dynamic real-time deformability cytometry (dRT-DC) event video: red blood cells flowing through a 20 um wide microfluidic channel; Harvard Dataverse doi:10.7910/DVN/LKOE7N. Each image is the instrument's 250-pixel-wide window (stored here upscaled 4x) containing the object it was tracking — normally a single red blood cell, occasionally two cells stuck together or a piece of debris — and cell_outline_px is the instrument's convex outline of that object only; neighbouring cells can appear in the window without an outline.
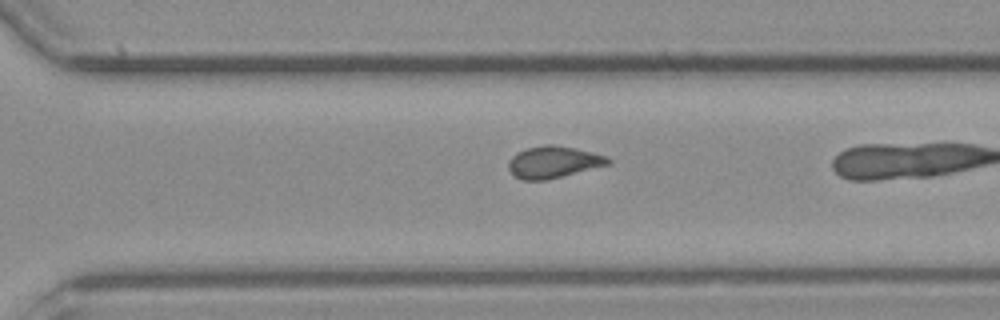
{"species": "common noctule bat (a hibernating species)", "species_latin": "Nyctalus noctula", "temperature_condition": "cold", "stored_images_in_passage": 26, "camera_frame_rate_fps": 3000, "um_per_image_px": 0.085, "animal": {"sex": "female", "body_mass_g": 21.9}, "frame": {"image": 1, "passage_image": 22, "time_ms": 7.0, "image_size_px": [1000, 320], "cell_outline_px": [[612, 160], [608, 164], [544, 180], [520, 180], [508, 168], [508, 160], [516, 152], [528, 148], [544, 144], [552, 144], [592, 152], [608, 156]], "centroid_in_image_um": [47.0, 13.76], "position_along_channel_um": 323.6, "area_um2": 18.15}}